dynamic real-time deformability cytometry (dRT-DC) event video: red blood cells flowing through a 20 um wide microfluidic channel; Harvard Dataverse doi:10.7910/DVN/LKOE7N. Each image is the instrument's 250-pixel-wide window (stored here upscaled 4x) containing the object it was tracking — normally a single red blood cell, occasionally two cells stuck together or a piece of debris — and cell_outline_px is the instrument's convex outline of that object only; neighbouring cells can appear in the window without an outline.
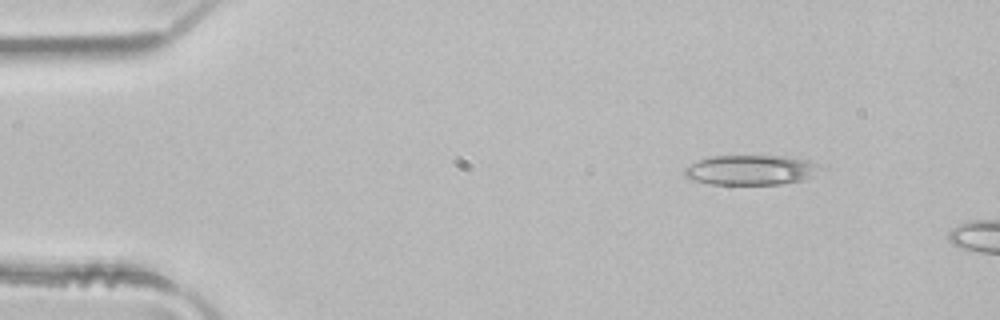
{"species": "common noctule bat (a hibernating species)", "species_latin": "Nyctalus noctula", "temperature_condition": "room temperature", "stored_images_in_passage": 2, "camera_frame_rate_fps": 3000, "um_per_image_px": 0.085, "animal": {"sex": "male", "body_mass_g": 21.5, "forearm_length_mm": 52.0}, "frame": {"image": 1, "passage_image": 1, "time_ms": 0.0, "image_size_px": [1000, 320], "cell_outline_px": [[828, 172], [804, 180], [780, 184], [712, 184], [692, 180], [684, 176], [684, 168], [700, 160], [712, 156], [784, 156], [808, 160], [820, 164], [828, 168]], "centroid_in_image_um": [64.0, 14.45], "position_along_channel_um": 21.0, "area_um2": 24.22}}